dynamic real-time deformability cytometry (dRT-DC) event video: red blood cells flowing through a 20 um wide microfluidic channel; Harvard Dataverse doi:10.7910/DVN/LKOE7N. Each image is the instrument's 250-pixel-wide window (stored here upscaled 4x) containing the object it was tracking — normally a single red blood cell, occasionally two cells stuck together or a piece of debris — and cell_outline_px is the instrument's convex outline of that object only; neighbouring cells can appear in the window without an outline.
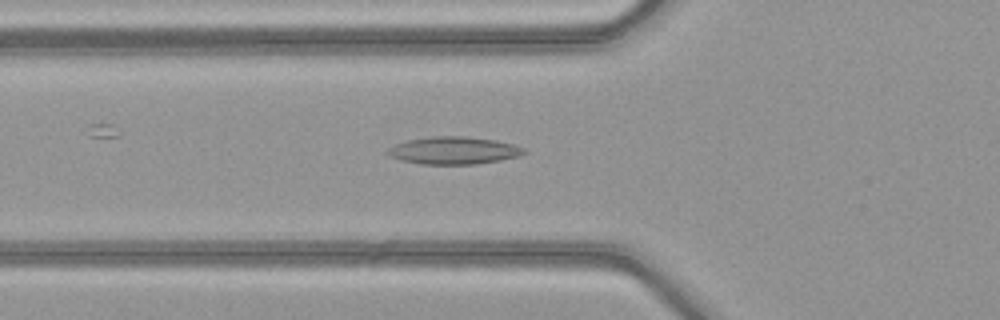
{"species": "common noctule bat (a hibernating species)", "species_latin": "Nyctalus noctula", "temperature_condition": "warm", "stored_images_in_passage": 49, "camera_frame_rate_fps": 3000, "um_per_image_px": 0.085, "animal": {"sex": "female", "body_mass_g": 21.9}, "frame": {"image": 1, "passage_image": 17, "time_ms": 5.333, "image_size_px": [1000, 320], "cell_outline_px": [[528, 152], [520, 156], [500, 160], [476, 164], [420, 164], [400, 160], [388, 156], [384, 152], [388, 148], [396, 144], [408, 140], [436, 136], [468, 136], [496, 140], [516, 144], [524, 148]], "centroid_in_image_um": [38.59, 12.79], "position_along_channel_um": 87.2, "area_um2": 22.08}}
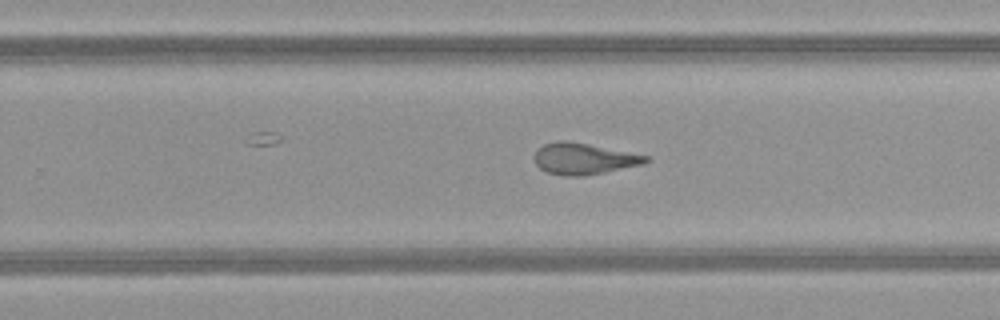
{"frame": {"image": 2, "passage_image": 31, "time_ms": 10.0, "image_size_px": [1000, 320], "cell_outline_px": [[652, 160], [644, 164], [604, 172], [580, 176], [564, 176], [548, 172], [540, 168], [536, 164], [536, 148], [544, 144], [560, 140], [568, 140], [648, 156]], "centroid_in_image_um": [49.62, 13.49], "position_along_channel_um": 280.2, "area_um2": 20.11}}
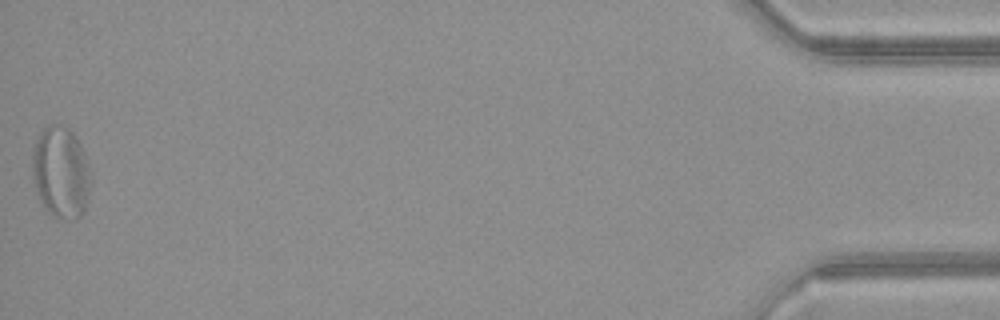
{"frame": {"image": 3, "passage_image": 49, "time_ms": 16.0, "image_size_px": [1000, 320], "cell_outline_px": [[92, 180], [88, 200], [84, 212], [80, 216], [64, 220], [56, 220], [52, 216], [40, 200], [32, 176], [32, 148], [40, 132], [48, 124], [56, 124], [68, 128], [76, 136], [92, 168]], "centroid_in_image_um": [5.2, 14.66], "position_along_channel_um": 430.0, "area_um2": 31.96}, "authors_computed_cell_mechanics": {"area_um2": 22.3686, "velocity_mm_per_s": 4.1109, "shape_relaxation_time_tau1_ms": null, "shape_relaxation_time_tau2_ms": 2.6699, "deformation_change_tau1": null, "deformation_change_tau2": 0.1311}}